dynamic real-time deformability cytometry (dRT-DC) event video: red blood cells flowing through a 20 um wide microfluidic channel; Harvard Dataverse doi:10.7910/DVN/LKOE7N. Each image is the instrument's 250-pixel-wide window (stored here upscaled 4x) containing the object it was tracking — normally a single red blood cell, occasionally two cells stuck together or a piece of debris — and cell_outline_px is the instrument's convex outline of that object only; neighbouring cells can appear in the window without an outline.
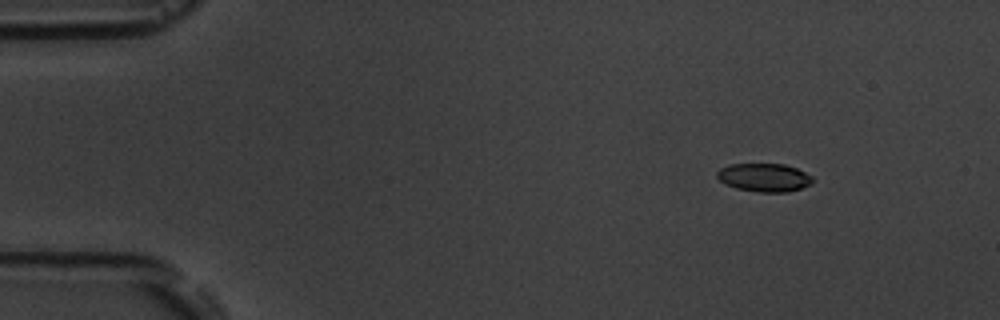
{"species": "common noctule bat (a hibernating species)", "species_latin": "Nyctalus noctula", "temperature_condition": "room temperature", "stored_images_in_passage": 5, "camera_frame_rate_fps": 3000, "um_per_image_px": 0.085, "animal": {"sex": "male", "body_mass_g": 19.5, "forearm_length_mm": 54.6}, "frame": {"image": 1, "passage_image": 1, "time_ms": 0.0, "image_size_px": [1000, 320], "cell_outline_px": [[812, 184], [788, 192], [756, 192], [736, 188], [724, 184], [716, 176], [716, 172], [720, 168], [728, 164], [784, 164], [796, 168], [812, 176]], "centroid_in_image_um": [64.92, 15.09], "position_along_channel_um": 20.1, "area_um2": 15.84}}
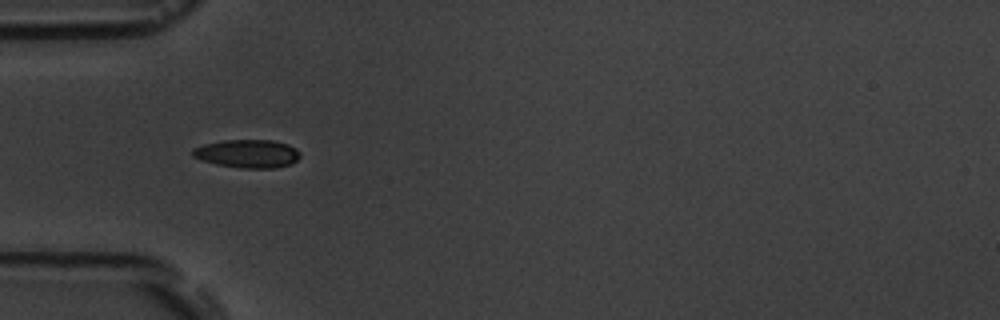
{"frame": {"image": 2, "passage_image": 4, "time_ms": 3.667, "image_size_px": [1000, 320], "cell_outline_px": [[300, 156], [292, 164], [276, 168], [240, 168], [216, 164], [200, 160], [192, 156], [192, 148], [204, 144], [224, 140], [272, 140], [288, 144], [296, 148], [300, 152]], "centroid_in_image_um": [21.04, 13.06], "position_along_channel_um": 64.0, "area_um2": 17.86}}
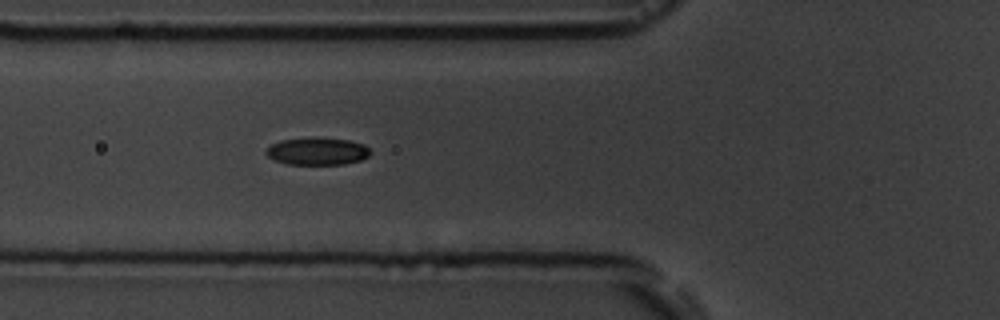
{"frame": {"image": 3, "passage_image": 5, "time_ms": 4.667, "image_size_px": [1000, 320], "cell_outline_px": [[372, 152], [368, 156], [360, 160], [344, 164], [288, 164], [272, 160], [264, 152], [272, 144], [280, 140], [348, 140], [364, 144]], "centroid_in_image_um": [26.97, 12.91], "position_along_channel_um": 98.8, "area_um2": 15.9}}